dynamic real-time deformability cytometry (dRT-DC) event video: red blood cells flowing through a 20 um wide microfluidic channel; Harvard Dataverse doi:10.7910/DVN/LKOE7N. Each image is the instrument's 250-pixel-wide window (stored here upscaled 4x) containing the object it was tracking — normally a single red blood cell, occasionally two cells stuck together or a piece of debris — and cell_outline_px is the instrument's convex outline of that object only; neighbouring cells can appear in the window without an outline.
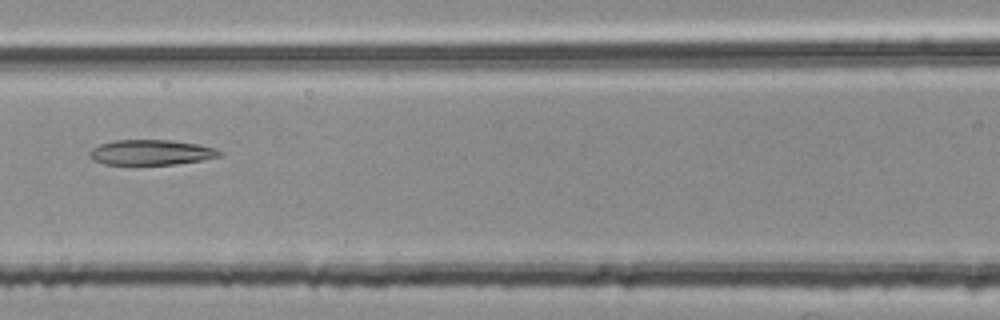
{"species": "common noctule bat (a hibernating species)", "species_latin": "Nyctalus noctula", "temperature_condition": "room temperature", "stored_images_in_passage": 6, "camera_frame_rate_fps": 3000, "um_per_image_px": 0.085, "animal": {"sex": "female", "body_mass_g": 25.1}, "frame": {"image": 1, "passage_image": 6, "time_ms": 1.667, "image_size_px": [1000, 320], "cell_outline_px": [[224, 156], [176, 164], [136, 168], [132, 168], [104, 164], [96, 160], [88, 152], [92, 148], [100, 144], [116, 140], [172, 140], [196, 144], [216, 148], [224, 152]], "centroid_in_image_um": [12.85, 13.0], "position_along_channel_um": 153.7, "area_um2": 20.06}}